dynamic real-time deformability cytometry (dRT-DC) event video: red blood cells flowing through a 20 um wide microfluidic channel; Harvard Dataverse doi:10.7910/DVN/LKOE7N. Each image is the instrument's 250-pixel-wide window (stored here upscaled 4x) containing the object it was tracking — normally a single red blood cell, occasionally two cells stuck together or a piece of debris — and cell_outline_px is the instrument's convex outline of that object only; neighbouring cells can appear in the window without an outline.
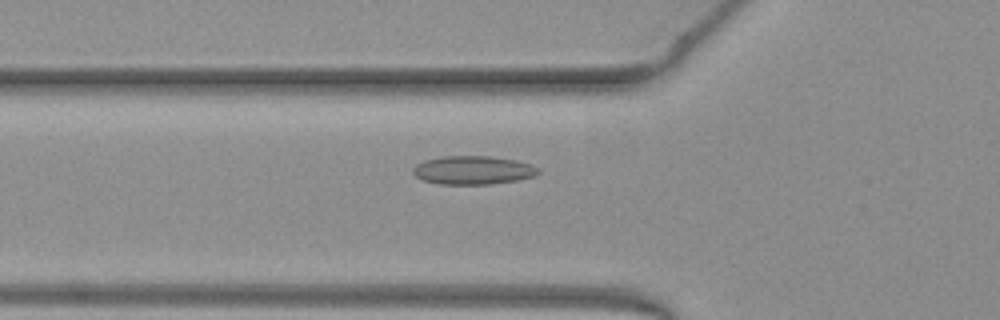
{"species": "common noctule bat (a hibernating species)", "species_latin": "Nyctalus noctula", "temperature_condition": "warm", "stored_images_in_passage": 46, "camera_frame_rate_fps": 3000, "um_per_image_px": 0.085, "animal": {"sex": "female", "body_mass_g": 19.3, "forearm_length_mm": 54.1}, "frame": {"image": 1, "passage_image": 12, "time_ms": 3.667, "image_size_px": [1000, 320], "cell_outline_px": [[540, 172], [536, 176], [520, 180], [492, 184], [440, 184], [424, 180], [416, 176], [412, 172], [412, 168], [416, 164], [424, 160], [444, 156], [492, 156], [516, 160], [532, 164], [540, 168]], "centroid_in_image_um": [40.26, 14.46], "position_along_channel_um": 85.5, "area_um2": 21.1}}
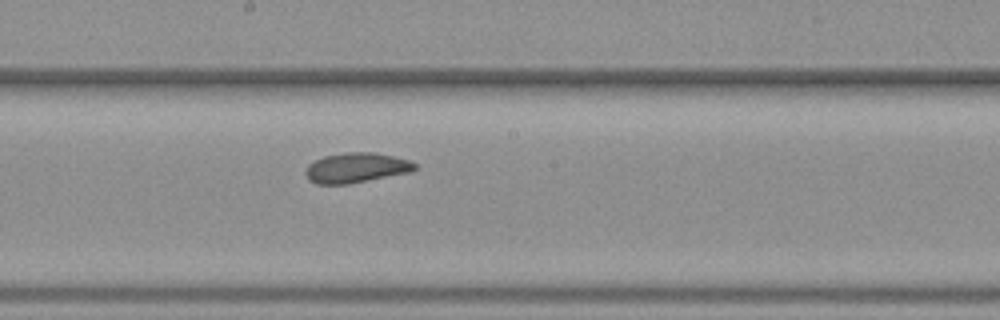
{"frame": {"image": 2, "passage_image": 22, "time_ms": 7.0, "image_size_px": [1000, 320], "cell_outline_px": [[416, 168], [412, 172], [348, 184], [316, 184], [308, 180], [304, 172], [308, 164], [324, 156], [344, 152], [376, 152], [408, 160], [416, 164]], "centroid_in_image_um": [30.25, 14.26], "position_along_channel_um": 217.9, "area_um2": 19.19}}
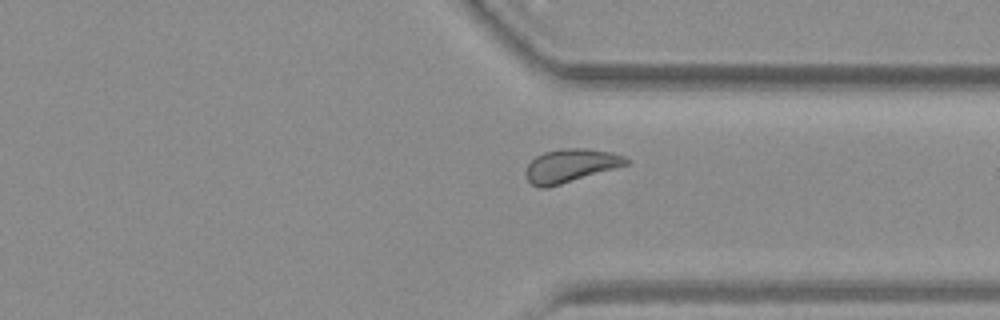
{"frame": {"image": 3, "passage_image": 33, "time_ms": 10.667, "image_size_px": [1000, 320], "cell_outline_px": [[632, 160], [628, 164], [548, 188], [540, 188], [532, 184], [528, 180], [524, 172], [528, 164], [536, 156], [544, 152], [560, 148], [588, 148], [612, 152], [624, 156]], "centroid_in_image_um": [48.49, 14.07], "position_along_channel_um": 362.9, "area_um2": 19.59}, "authors_computed_cell_mechanics": {"area_um2": 19.5942, "velocity_mm_per_s": 3.9516, "shape_relaxation_time_tau1_ms": 10.1409, "shape_relaxation_time_tau2_ms": 2.2843, "deformation_change_tau1": 0.1563, "deformation_change_tau2": 0.0761}}